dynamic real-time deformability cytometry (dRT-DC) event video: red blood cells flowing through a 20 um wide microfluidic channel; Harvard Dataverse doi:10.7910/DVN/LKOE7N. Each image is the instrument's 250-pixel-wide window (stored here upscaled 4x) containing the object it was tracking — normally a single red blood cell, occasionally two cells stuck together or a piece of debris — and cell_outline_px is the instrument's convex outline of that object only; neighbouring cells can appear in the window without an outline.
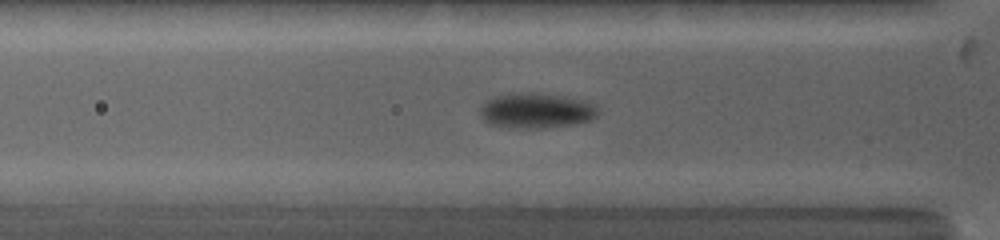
{"species": "common noctule bat (a hibernating species)", "species_latin": "Nyctalus noctula", "temperature_condition": "warm", "stored_images_in_passage": 11, "camera_frame_rate_fps": 5000, "um_per_image_px": 0.085, "animal": {"sex": "female", "body_mass_g": 19.0, "forearm_length_mm": 53.3}, "frame": {"image": 1, "passage_image": 9, "time_ms": 2.0, "image_size_px": [1000, 240], "cell_outline_px": [[600, 112], [592, 120], [572, 124], [548, 128], [508, 128], [488, 124], [480, 116], [480, 108], [484, 100], [492, 96], [508, 92], [536, 92], [564, 96], [584, 100], [596, 104]], "centroid_in_image_um": [45.55, 9.39], "position_along_channel_um": 80.3, "area_um2": 25.03}}